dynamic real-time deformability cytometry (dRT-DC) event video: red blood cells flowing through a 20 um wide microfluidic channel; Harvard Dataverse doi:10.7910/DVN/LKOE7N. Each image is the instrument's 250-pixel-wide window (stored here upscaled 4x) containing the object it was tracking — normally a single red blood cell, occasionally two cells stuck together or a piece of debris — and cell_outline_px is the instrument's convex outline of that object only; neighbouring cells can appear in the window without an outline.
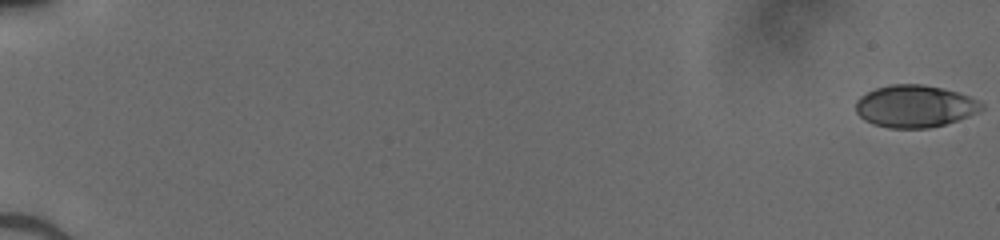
{"species": "human", "species_latin": "Homo sapiens", "temperature_condition": "cold", "stored_images_in_passage": 52, "camera_frame_rate_fps": 3000, "um_per_image_px": 0.085, "donor": {"sex": "male"}, "frame": {"image": 1, "passage_image": 1, "time_ms": 0.0, "image_size_px": [1000, 240], "cell_outline_px": [[984, 108], [968, 116], [944, 124], [928, 128], [888, 128], [872, 124], [864, 120], [856, 112], [856, 100], [860, 96], [876, 88], [892, 84], [924, 84], [956, 92], [968, 96], [984, 104]], "centroid_in_image_um": [77.72, 9.03], "position_along_channel_um": 7.3, "area_um2": 30.75}}
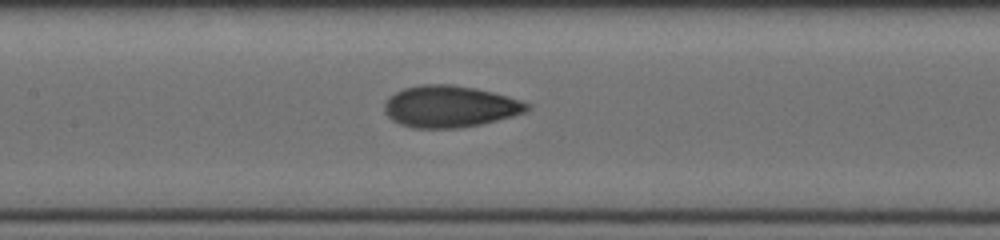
{"frame": {"image": 2, "passage_image": 28, "time_ms": 9.0, "image_size_px": [1000, 240], "cell_outline_px": [[532, 104], [524, 112], [512, 116], [480, 124], [460, 128], [412, 128], [400, 124], [392, 120], [384, 112], [384, 104], [388, 96], [404, 88], [420, 84], [452, 84], [476, 88], [492, 92], [520, 100]], "centroid_in_image_um": [38.2, 9.05], "position_along_channel_um": 169.2, "area_um2": 34.68}}
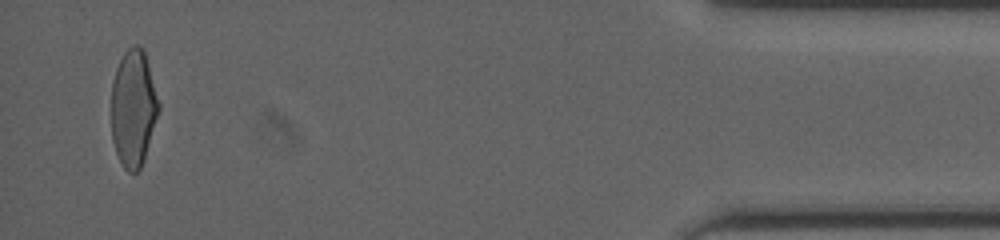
{"frame": {"image": 3, "passage_image": 51, "time_ms": 16.667, "image_size_px": [1000, 240], "cell_outline_px": [[160, 108], [140, 168], [136, 172], [128, 172], [124, 168], [116, 152], [112, 140], [112, 84], [116, 68], [124, 52], [132, 44], [136, 44], [144, 48], [160, 104]], "centroid_in_image_um": [11.33, 9.14], "position_along_channel_um": 423.9, "area_um2": 32.02}}